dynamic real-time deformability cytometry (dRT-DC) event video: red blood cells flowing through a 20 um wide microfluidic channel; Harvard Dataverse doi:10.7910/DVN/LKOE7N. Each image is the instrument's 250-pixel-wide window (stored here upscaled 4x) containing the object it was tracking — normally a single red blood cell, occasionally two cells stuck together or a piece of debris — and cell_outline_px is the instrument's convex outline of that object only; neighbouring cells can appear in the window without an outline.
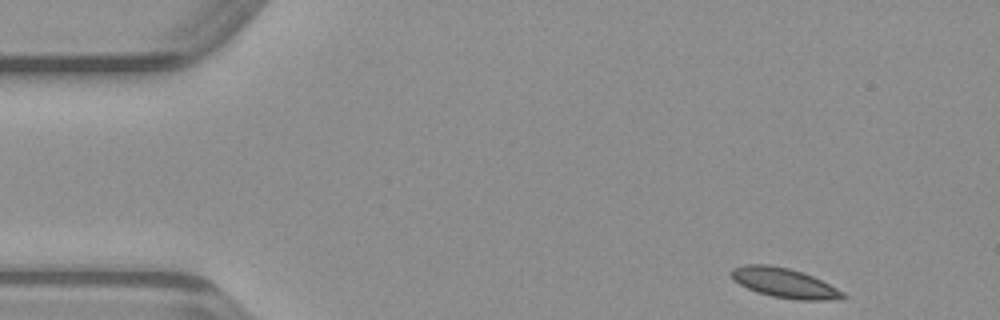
{"species": "common noctule bat (a hibernating species)", "species_latin": "Nyctalus noctula", "temperature_condition": "warm", "stored_images_in_passage": 45, "camera_frame_rate_fps": 3000, "um_per_image_px": 0.085, "animal": {"sex": "male", "body_mass_g": 23.1, "forearm_length_mm": 52.7}, "frame": {"image": 1, "passage_image": 1, "time_ms": 0.0, "image_size_px": [1000, 320], "cell_outline_px": [[848, 296], [844, 300], [796, 300], [772, 296], [756, 292], [732, 280], [732, 268], [744, 264], [768, 264], [788, 268], [812, 276], [844, 292]], "centroid_in_image_um": [66.69, 24.06], "position_along_channel_um": 18.3, "area_um2": 19.31}}
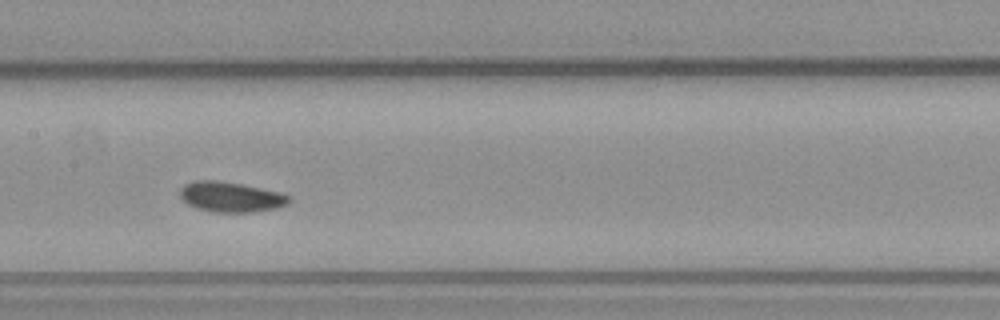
{"frame": {"image": 2, "passage_image": 20, "time_ms": 6.333, "image_size_px": [1000, 320], "cell_outline_px": [[292, 200], [288, 204], [276, 208], [252, 212], [212, 212], [196, 208], [188, 204], [180, 196], [180, 188], [184, 184], [192, 180], [216, 180], [240, 184], [260, 188], [292, 196]], "centroid_in_image_um": [19.6, 16.74], "position_along_channel_um": 187.8, "area_um2": 19.19}}
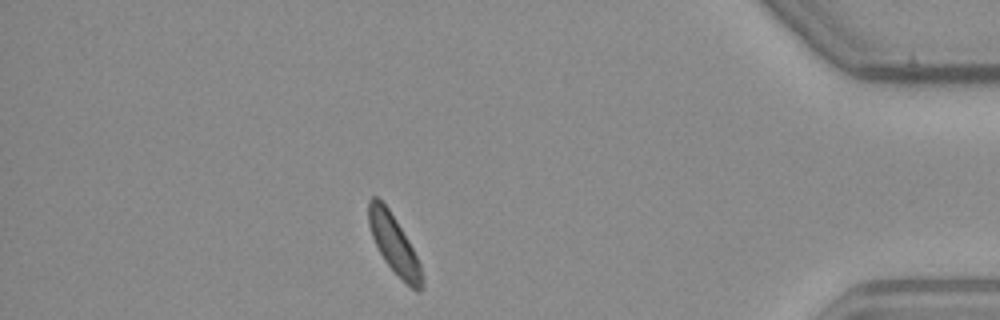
{"frame": {"image": 3, "passage_image": 39, "time_ms": 12.667, "image_size_px": [1000, 320], "cell_outline_px": [[424, 280], [420, 292], [416, 292], [384, 260], [372, 236], [368, 224], [368, 200], [372, 196], [376, 196], [388, 208], [396, 220], [408, 240], [420, 264], [424, 276]], "centroid_in_image_um": [33.49, 20.74], "position_along_channel_um": 401.7, "area_um2": 17.8}}